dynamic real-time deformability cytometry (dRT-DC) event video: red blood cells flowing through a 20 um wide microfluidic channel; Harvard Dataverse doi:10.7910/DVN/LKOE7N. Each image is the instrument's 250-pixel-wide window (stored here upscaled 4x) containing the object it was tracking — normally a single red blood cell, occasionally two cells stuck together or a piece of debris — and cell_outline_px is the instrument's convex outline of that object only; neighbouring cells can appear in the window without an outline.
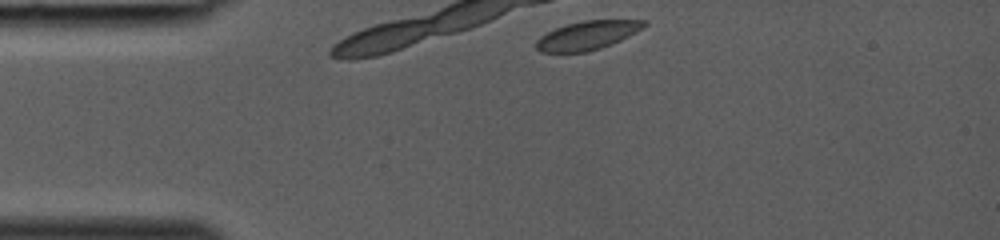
{"species": "common noctule bat (a hibernating species)", "species_latin": "Nyctalus noctula", "temperature_condition": "room temperature", "stored_images_in_passage": 4, "camera_frame_rate_fps": 3000, "um_per_image_px": 0.085, "animal": {"sex": "female", "body_mass_g": 19.0, "forearm_length_mm": 53.3}, "frame": {"image": 1, "passage_image": 1, "time_ms": 0.0, "image_size_px": [1000, 240], "cell_outline_px": [[648, 24], [636, 32], [620, 40], [600, 48], [588, 52], [540, 52], [536, 48], [536, 40], [540, 36], [556, 28], [568, 24], [584, 20], [648, 20]], "centroid_in_image_um": [49.93, 3.0], "position_along_channel_um": 35.1, "area_um2": 17.92}}